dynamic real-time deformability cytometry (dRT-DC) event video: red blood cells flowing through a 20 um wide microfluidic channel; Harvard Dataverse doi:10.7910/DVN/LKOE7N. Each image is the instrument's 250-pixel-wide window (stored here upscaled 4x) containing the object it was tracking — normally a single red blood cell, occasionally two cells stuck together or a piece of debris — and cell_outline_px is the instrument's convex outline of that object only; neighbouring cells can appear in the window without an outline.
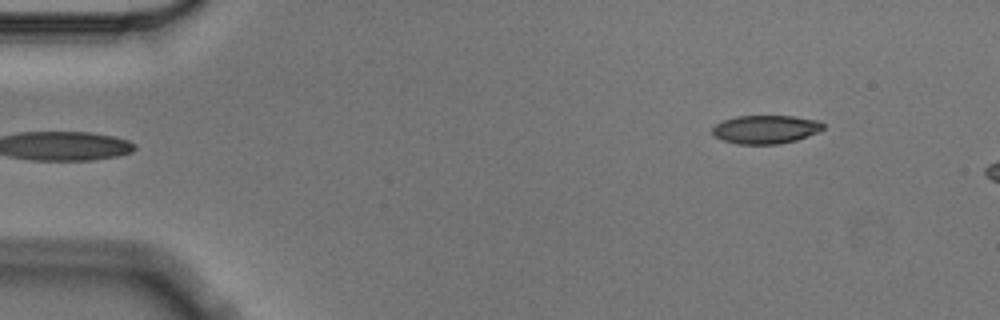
{"species": "Egyptian fruit bat (a non-hibernating species)", "species_latin": "Rousettus aegyptiacus", "temperature_condition": "cold", "stored_images_in_passage": 5, "segment_of_instrument_passage": [2, 2], "camera_frame_rate_fps": 3000, "um_per_image_px": 0.085, "animal": {"sex": "male"}, "frame": {"image": 1, "passage_image": 5, "time_ms": 1.333, "image_size_px": [1000, 320], "cell_outline_px": [[824, 128], [808, 136], [796, 140], [780, 144], [736, 144], [724, 140], [716, 136], [712, 132], [712, 128], [716, 124], [724, 120], [736, 116], [792, 116], [820, 120], [824, 124]], "centroid_in_image_um": [65.1, 10.99], "position_along_channel_um": 19.9, "area_um2": 18.32}}